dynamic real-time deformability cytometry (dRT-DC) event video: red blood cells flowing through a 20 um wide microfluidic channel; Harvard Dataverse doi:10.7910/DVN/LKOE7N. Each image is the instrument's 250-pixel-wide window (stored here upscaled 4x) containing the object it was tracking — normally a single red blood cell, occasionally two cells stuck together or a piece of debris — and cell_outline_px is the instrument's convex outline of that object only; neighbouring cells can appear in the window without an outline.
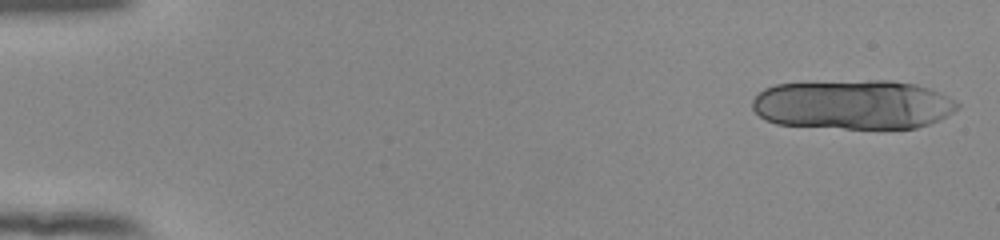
{"species": "human", "species_latin": "Homo sapiens", "temperature_condition": "room temperature", "stored_images_in_passage": 18, "camera_frame_rate_fps": 3000, "um_per_image_px": 0.085, "donor": {"sex": "female"}, "frame": {"image": 1, "passage_image": 1, "time_ms": 0.0, "image_size_px": [1000, 240], "cell_outline_px": [[960, 104], [952, 112], [940, 120], [916, 128], [844, 128], [776, 124], [764, 120], [752, 108], [752, 100], [764, 88], [776, 84], [872, 80], [892, 80], [916, 84], [940, 92], [948, 96]], "centroid_in_image_um": [72.51, 8.89], "position_along_channel_um": 12.5, "area_um2": 59.13}}